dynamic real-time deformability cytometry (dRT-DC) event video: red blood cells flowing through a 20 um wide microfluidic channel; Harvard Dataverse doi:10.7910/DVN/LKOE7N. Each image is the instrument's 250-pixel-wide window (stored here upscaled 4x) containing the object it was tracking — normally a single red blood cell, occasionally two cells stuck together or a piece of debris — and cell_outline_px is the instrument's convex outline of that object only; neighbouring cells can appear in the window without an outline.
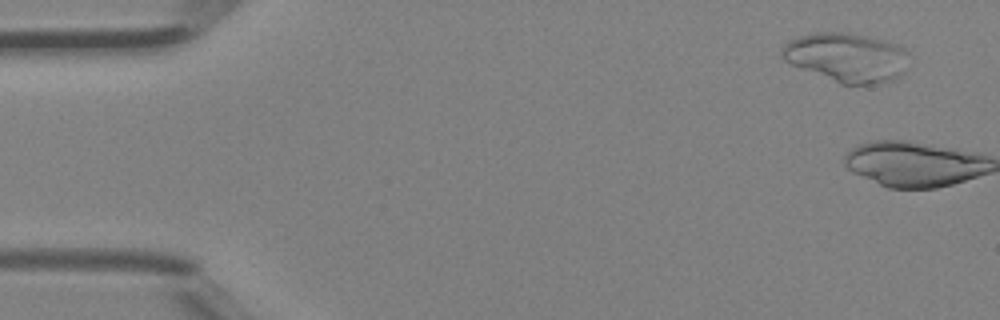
{"species": "Egyptian fruit bat (a non-hibernating species)", "species_latin": "Rousettus aegyptiacus", "temperature_condition": "room temperature", "stored_images_in_passage": 4, "camera_frame_rate_fps": 3000, "um_per_image_px": 0.085, "animal": {"sex": "female"}, "frame": {"image": 1, "passage_image": 1, "time_ms": 0.0, "image_size_px": [1000, 320], "cell_outline_px": [[908, 52], [904, 72], [900, 76], [892, 80], [872, 84], [840, 84], [792, 64], [784, 60], [780, 56], [780, 52], [784, 44], [788, 40], [800, 36], [816, 32], [848, 32], [868, 36], [900, 44]], "centroid_in_image_um": [71.97, 4.86], "position_along_channel_um": 13.0, "area_um2": 36.47}}